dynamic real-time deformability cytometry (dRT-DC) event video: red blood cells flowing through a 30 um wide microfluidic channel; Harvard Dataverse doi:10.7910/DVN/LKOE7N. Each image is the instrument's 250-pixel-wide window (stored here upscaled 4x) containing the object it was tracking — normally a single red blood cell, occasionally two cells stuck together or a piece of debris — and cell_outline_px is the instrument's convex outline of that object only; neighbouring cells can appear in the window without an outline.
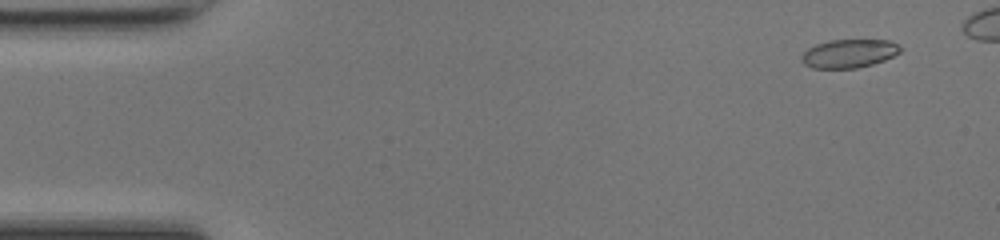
{"species": "common noctule bat (a hibernating species)", "species_latin": "Nyctalus noctula", "temperature_condition": "room temperature", "stored_images_in_passage": 43, "camera_frame_rate_fps": 3000, "um_per_image_px": 0.085, "animal": {"sex": "female", "body_mass_g": 17.0, "forearm_length_mm": 48.0}, "frame": {"image": 1, "passage_image": 4, "time_ms": 1.0, "image_size_px": [1000, 240], "cell_outline_px": [[904, 48], [900, 52], [884, 60], [872, 64], [856, 68], [812, 68], [804, 64], [800, 60], [800, 56], [808, 48], [816, 44], [828, 40], [888, 40]], "centroid_in_image_um": [72.14, 4.54], "position_along_channel_um": 12.9, "area_um2": 16.42}}
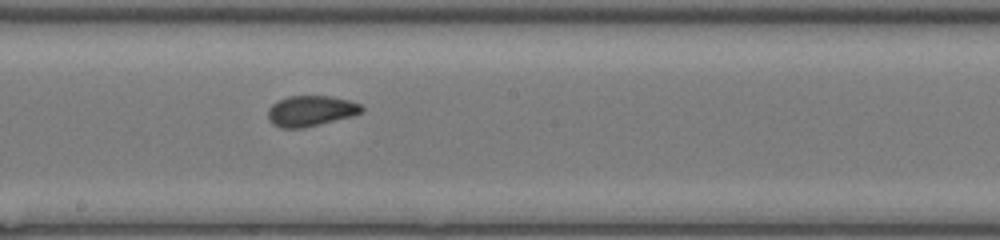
{"frame": {"image": 2, "passage_image": 27, "time_ms": 8.667, "image_size_px": [1000, 240], "cell_outline_px": [[364, 112], [352, 116], [304, 128], [280, 128], [272, 124], [268, 120], [268, 108], [272, 104], [288, 96], [332, 96], [348, 100], [360, 104], [364, 108]], "centroid_in_image_um": [26.41, 9.43], "position_along_channel_um": 221.8, "area_um2": 16.82}}
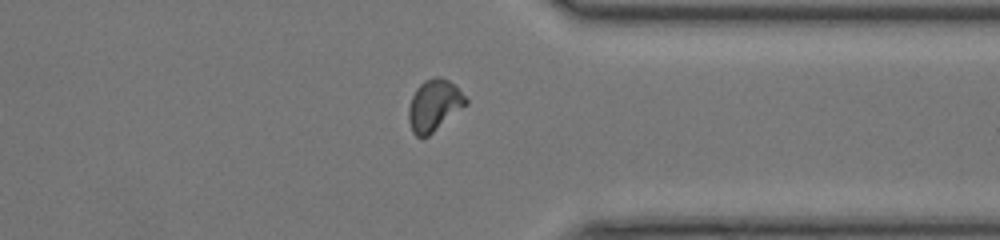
{"frame": {"image": 3, "passage_image": 38, "time_ms": 12.333, "image_size_px": [1000, 240], "cell_outline_px": [[468, 104], [428, 136], [416, 136], [412, 132], [408, 120], [408, 108], [412, 96], [416, 88], [424, 80], [436, 76], [440, 76], [456, 84], [468, 100]], "centroid_in_image_um": [36.91, 8.93], "position_along_channel_um": 374.5, "area_um2": 17.34}}